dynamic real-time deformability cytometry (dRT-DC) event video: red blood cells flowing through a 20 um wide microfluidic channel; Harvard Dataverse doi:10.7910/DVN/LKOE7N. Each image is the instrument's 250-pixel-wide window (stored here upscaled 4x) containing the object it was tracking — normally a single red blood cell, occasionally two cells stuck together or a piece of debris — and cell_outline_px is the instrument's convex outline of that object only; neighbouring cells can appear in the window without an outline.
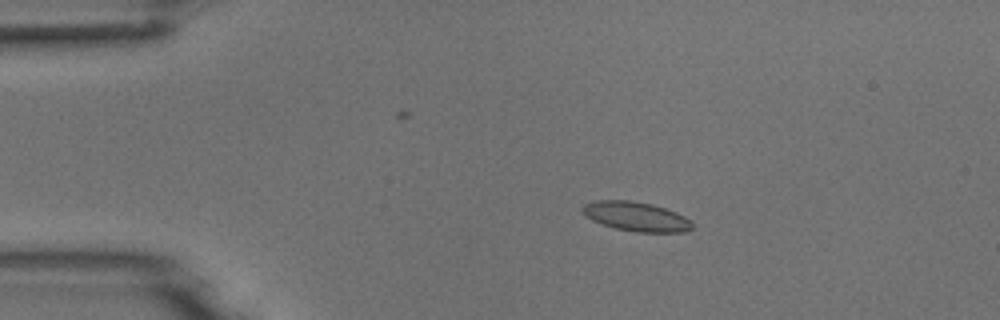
{"species": "common noctule bat (a hibernating species)", "species_latin": "Nyctalus noctula", "temperature_condition": "room temperature", "stored_images_in_passage": 5, "camera_frame_rate_fps": 3000, "um_per_image_px": 0.085, "animal": {"sex": "male", "body_mass_g": 18.8}, "frame": {"image": 1, "passage_image": 3, "time_ms": 2.333, "image_size_px": [1000, 320], "cell_outline_px": [[692, 228], [684, 232], [636, 232], [616, 228], [592, 220], [584, 216], [580, 208], [584, 204], [596, 200], [628, 200], [652, 204], [676, 212], [692, 220]], "centroid_in_image_um": [54.05, 18.4], "position_along_channel_um": 30.9, "area_um2": 18.79}}
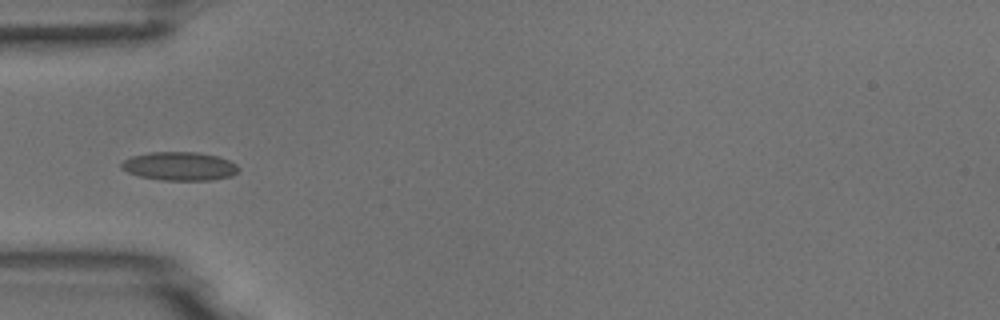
{"frame": {"image": 2, "passage_image": 5, "time_ms": 4.667, "image_size_px": [1000, 320], "cell_outline_px": [[240, 168], [232, 176], [212, 180], [160, 180], [140, 176], [128, 172], [120, 168], [120, 164], [124, 160], [132, 156], [148, 152], [200, 152], [216, 156], [228, 160], [236, 164]], "centroid_in_image_um": [15.25, 14.12], "position_along_channel_um": 69.7, "area_um2": 19.54}}